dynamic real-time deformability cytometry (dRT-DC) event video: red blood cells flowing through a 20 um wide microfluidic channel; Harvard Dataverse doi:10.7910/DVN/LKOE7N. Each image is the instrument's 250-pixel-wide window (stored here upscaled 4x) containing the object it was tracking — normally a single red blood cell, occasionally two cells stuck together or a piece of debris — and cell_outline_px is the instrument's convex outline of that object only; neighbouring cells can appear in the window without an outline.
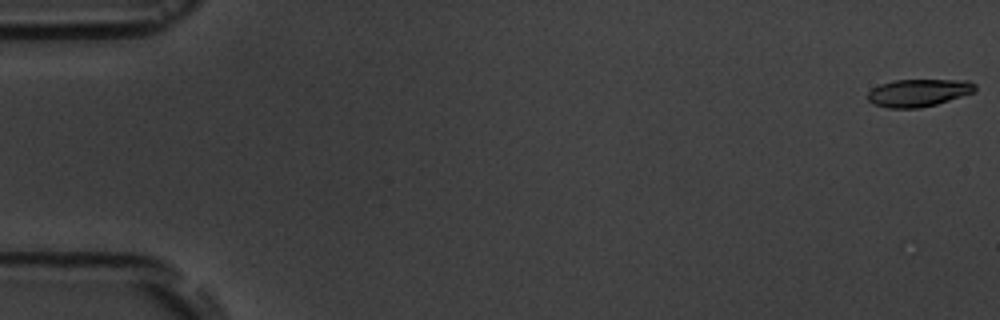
{"species": "common noctule bat (a hibernating species)", "species_latin": "Nyctalus noctula", "temperature_condition": "room temperature", "stored_images_in_passage": 6, "camera_frame_rate_fps": 3000, "um_per_image_px": 0.085, "animal": {"sex": "male", "body_mass_g": 19.5, "forearm_length_mm": 54.6}, "frame": {"image": 1, "passage_image": 1, "time_ms": 0.0, "image_size_px": [1000, 320], "cell_outline_px": [[976, 92], [936, 104], [920, 108], [888, 108], [872, 104], [868, 100], [868, 92], [872, 88], [880, 84], [896, 80], [968, 80], [976, 84]], "centroid_in_image_um": [78.08, 7.89], "position_along_channel_um": 6.9, "area_um2": 17.34}}
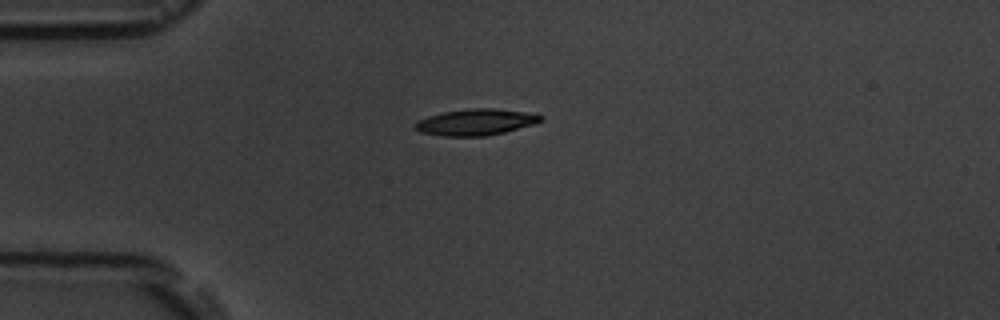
{"frame": {"image": 2, "passage_image": 5, "time_ms": 4.667, "image_size_px": [1000, 320], "cell_outline_px": [[544, 120], [532, 124], [504, 132], [484, 136], [444, 136], [420, 132], [416, 128], [416, 120], [428, 116], [444, 112], [468, 108], [492, 108], [536, 112], [544, 116]], "centroid_in_image_um": [40.5, 10.36], "position_along_channel_um": 44.5, "area_um2": 19.36}}